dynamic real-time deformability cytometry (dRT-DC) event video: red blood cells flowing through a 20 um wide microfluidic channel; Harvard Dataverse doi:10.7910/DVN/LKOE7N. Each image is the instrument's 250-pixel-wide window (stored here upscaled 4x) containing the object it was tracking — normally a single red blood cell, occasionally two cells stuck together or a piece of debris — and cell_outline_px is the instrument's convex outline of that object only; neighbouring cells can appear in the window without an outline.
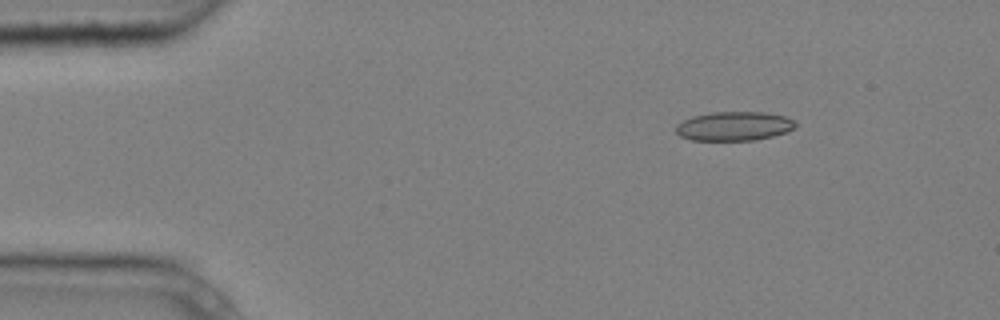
{"species": "common noctule bat (a hibernating species)", "species_latin": "Nyctalus noctula", "temperature_condition": "cold", "stored_images_in_passage": 5, "camera_frame_rate_fps": 3000, "um_per_image_px": 0.085, "animal": {"sex": "male", "body_mass_g": 20.4}, "frame": {"image": 1, "passage_image": 5, "time_ms": 1.333, "image_size_px": [1000, 320], "cell_outline_px": [[796, 128], [788, 132], [756, 140], [692, 140], [680, 136], [676, 132], [676, 124], [692, 116], [712, 112], [764, 112], [784, 116], [792, 120], [796, 124]], "centroid_in_image_um": [62.4, 10.72], "position_along_channel_um": 22.6, "area_um2": 20.29}}